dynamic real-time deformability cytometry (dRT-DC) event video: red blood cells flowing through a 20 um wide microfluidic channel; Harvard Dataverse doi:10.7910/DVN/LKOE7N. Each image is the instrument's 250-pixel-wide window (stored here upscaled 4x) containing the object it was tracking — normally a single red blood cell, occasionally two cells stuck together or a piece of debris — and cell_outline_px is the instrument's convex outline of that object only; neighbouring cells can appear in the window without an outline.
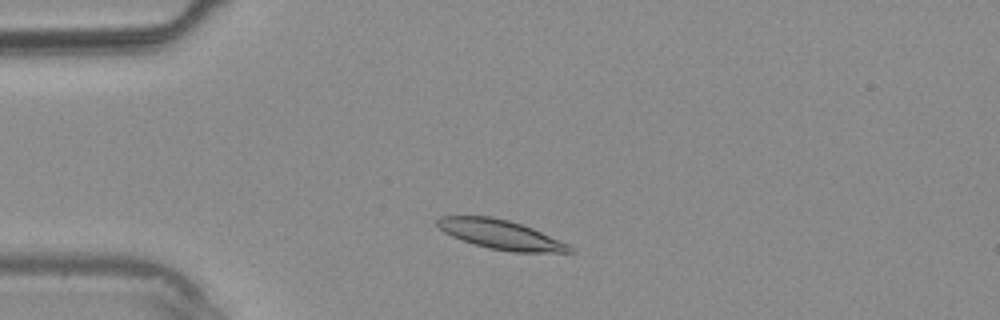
{"species": "common noctule bat (a hibernating species)", "species_latin": "Nyctalus noctula", "temperature_condition": "warm", "stored_images_in_passage": 34, "camera_frame_rate_fps": 3000, "um_per_image_px": 0.085, "animal": {"sex": "male", "body_mass_g": 20.4}, "frame": {"image": 1, "passage_image": 5, "time_ms": 1.333, "image_size_px": [1000, 320], "cell_outline_px": [[576, 252], [512, 252], [488, 248], [452, 236], [444, 232], [436, 224], [436, 220], [440, 216], [492, 216], [508, 220], [532, 228], [568, 244]], "centroid_in_image_um": [42.54, 19.93], "position_along_channel_um": 42.5, "area_um2": 22.31}}
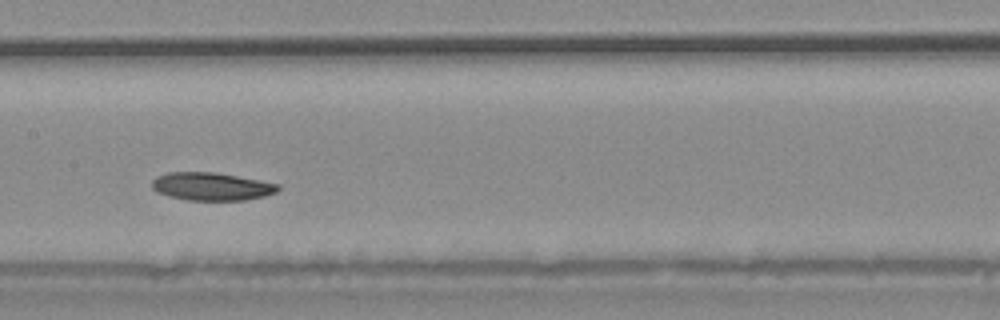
{"frame": {"image": 2, "passage_image": 15, "time_ms": 4.667, "image_size_px": [1000, 320], "cell_outline_px": [[280, 188], [276, 192], [264, 196], [244, 200], [188, 200], [168, 196], [156, 192], [152, 188], [152, 180], [156, 176], [168, 172], [216, 172], [280, 184]], "centroid_in_image_um": [17.96, 15.84], "position_along_channel_um": 189.4, "area_um2": 20.58}}
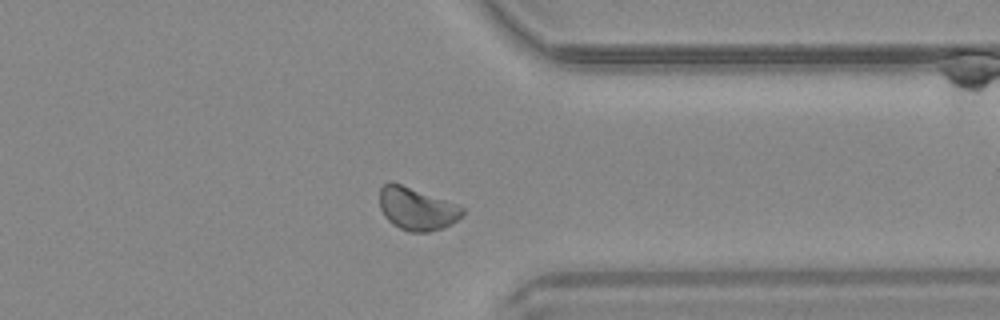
{"frame": {"image": 3, "passage_image": 26, "time_ms": 8.333, "image_size_px": [1000, 320], "cell_outline_px": [[464, 216], [444, 228], [428, 232], [408, 232], [392, 224], [384, 216], [380, 208], [380, 188], [388, 180], [392, 180], [456, 204], [464, 208]], "centroid_in_image_um": [35.41, 17.74], "position_along_channel_um": 376.0, "area_um2": 20.87}}